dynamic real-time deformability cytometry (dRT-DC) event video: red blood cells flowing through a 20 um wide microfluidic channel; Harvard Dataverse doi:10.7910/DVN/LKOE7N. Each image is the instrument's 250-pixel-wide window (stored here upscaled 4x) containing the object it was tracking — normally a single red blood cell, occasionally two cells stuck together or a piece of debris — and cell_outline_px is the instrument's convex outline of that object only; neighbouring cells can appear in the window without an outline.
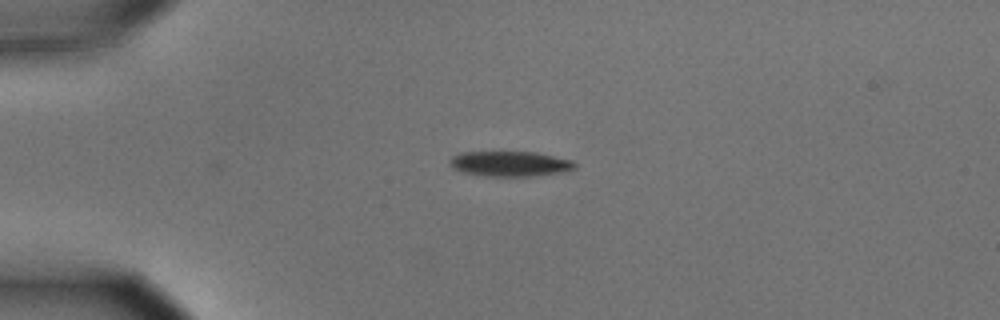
{"species": "common noctule bat (a hibernating species)", "species_latin": "Nyctalus noctula", "temperature_condition": "cold", "stored_images_in_passage": 2, "camera_frame_rate_fps": 3000, "um_per_image_px": 0.085, "animal": {"sex": "male", "body_mass_g": 15.6}, "frame": {"image": 1, "passage_image": 1, "time_ms": 0.0, "image_size_px": [1000, 320], "cell_outline_px": [[576, 168], [568, 172], [532, 176], [484, 176], [464, 172], [452, 168], [448, 164], [448, 160], [452, 156], [460, 152], [536, 152], [572, 160], [576, 164]], "centroid_in_image_um": [43.36, 13.92], "position_along_channel_um": 41.6, "area_um2": 18.61}}